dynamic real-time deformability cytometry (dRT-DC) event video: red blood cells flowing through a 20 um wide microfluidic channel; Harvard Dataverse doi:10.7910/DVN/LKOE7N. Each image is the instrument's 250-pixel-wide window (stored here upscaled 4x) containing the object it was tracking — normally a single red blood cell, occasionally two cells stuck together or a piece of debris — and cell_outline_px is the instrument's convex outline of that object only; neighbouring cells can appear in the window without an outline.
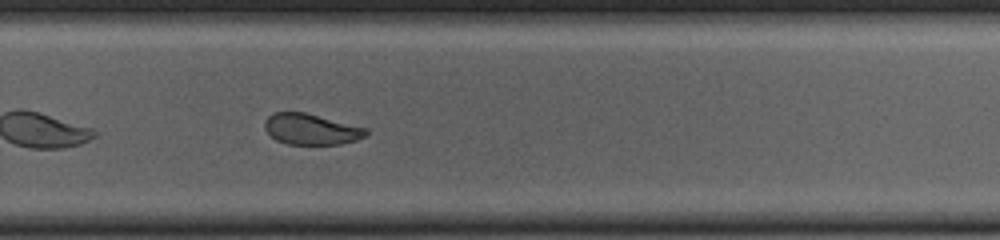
{"species": "common noctule bat (a hibernating species)", "species_latin": "Nyctalus noctula", "temperature_condition": "cold", "stored_images_in_passage": 36, "camera_frame_rate_fps": 3000, "um_per_image_px": 0.085, "animal": {"sex": "female", "body_mass_g": 23.0, "forearm_length_mm": 53.4}, "frame": {"image": 1, "passage_image": 21, "time_ms": 6.667, "image_size_px": [1000, 240], "cell_outline_px": [[368, 132], [364, 136], [356, 140], [340, 144], [288, 144], [276, 140], [264, 128], [264, 120], [272, 112], [304, 112], [368, 128]], "centroid_in_image_um": [26.43, 10.97], "position_along_channel_um": 303.4, "area_um2": 18.21}, "authors_computed_cell_mechanics": {"area_um2": 19.7676, "velocity_mm_per_s": 3.7558, "shape_relaxation_time_tau1_ms": 4.9831, "shape_relaxation_time_tau2_ms": 1.9906, "deformation_change_tau1": 0.1199, "deformation_change_tau2": 0.0619}}